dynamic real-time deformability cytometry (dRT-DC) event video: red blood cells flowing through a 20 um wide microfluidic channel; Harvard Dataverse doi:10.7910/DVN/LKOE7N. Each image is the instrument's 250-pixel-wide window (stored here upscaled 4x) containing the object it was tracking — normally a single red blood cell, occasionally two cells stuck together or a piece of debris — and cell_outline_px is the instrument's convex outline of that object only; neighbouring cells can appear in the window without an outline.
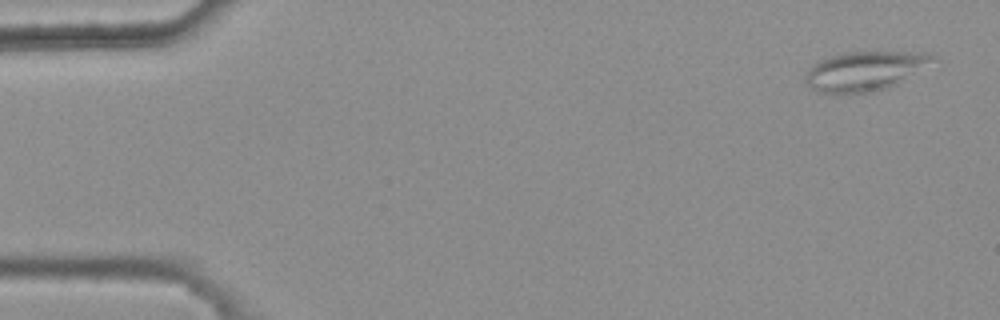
{"species": "common noctule bat (a hibernating species)", "species_latin": "Nyctalus noctula", "temperature_condition": "warm", "stored_images_in_passage": 9, "segment_of_instrument_passage": [1, 2], "camera_frame_rate_fps": 3000, "um_per_image_px": 0.085, "animal": {"sex": "female", "body_mass_g": 25.1}, "frame": {"image": 1, "passage_image": 1, "time_ms": 0.0, "image_size_px": [1000, 320], "cell_outline_px": [[940, 60], [896, 84], [888, 88], [864, 92], [816, 92], [804, 80], [804, 76], [812, 64], [816, 60], [840, 52], [928, 52], [936, 56]], "centroid_in_image_um": [73.55, 5.99], "position_along_channel_um": 11.5, "area_um2": 29.42}}